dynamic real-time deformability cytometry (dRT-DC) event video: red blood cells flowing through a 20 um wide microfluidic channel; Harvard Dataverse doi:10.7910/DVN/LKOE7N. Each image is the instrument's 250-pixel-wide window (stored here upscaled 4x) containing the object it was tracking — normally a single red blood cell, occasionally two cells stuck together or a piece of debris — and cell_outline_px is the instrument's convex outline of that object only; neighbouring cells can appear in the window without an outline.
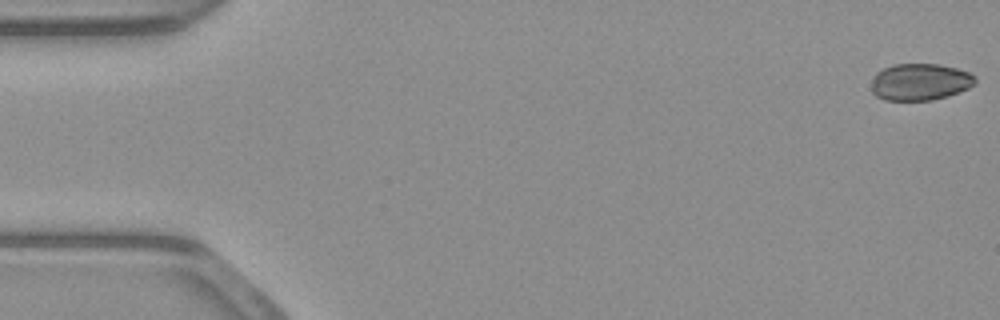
{"species": "common noctule bat (a hibernating species)", "species_latin": "Nyctalus noctula", "temperature_condition": "warm", "stored_images_in_passage": 53, "camera_frame_rate_fps": 3000, "um_per_image_px": 0.085, "animal": {"sex": "male", "body_mass_g": 23.1, "forearm_length_mm": 52.7}, "frame": {"image": 1, "passage_image": 1, "time_ms": 0.0, "image_size_px": [1000, 320], "cell_outline_px": [[976, 84], [968, 88], [932, 100], [884, 100], [876, 96], [872, 92], [872, 80], [876, 72], [892, 64], [940, 64], [956, 68], [968, 72], [976, 76]], "centroid_in_image_um": [78.19, 6.95], "position_along_channel_um": 6.8, "area_um2": 22.25}}
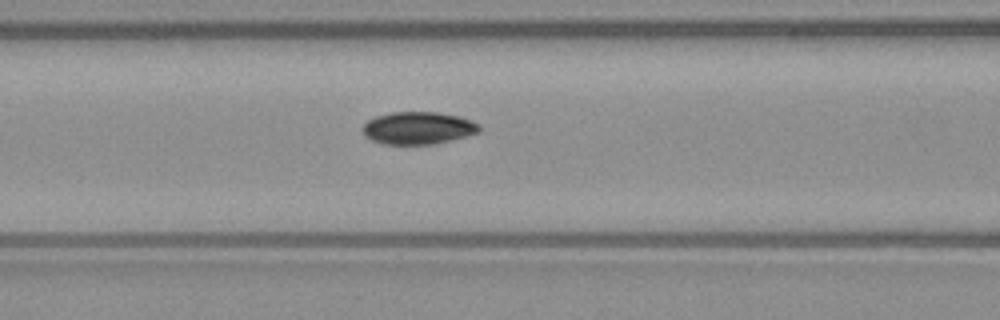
{"frame": {"image": 2, "passage_image": 22, "time_ms": 7.0, "image_size_px": [1000, 320], "cell_outline_px": [[480, 132], [436, 144], [380, 144], [364, 136], [364, 124], [368, 120], [376, 116], [392, 112], [440, 112], [460, 116], [472, 120], [480, 124]], "centroid_in_image_um": [35.57, 10.88], "position_along_channel_um": 131.0, "area_um2": 22.2}}
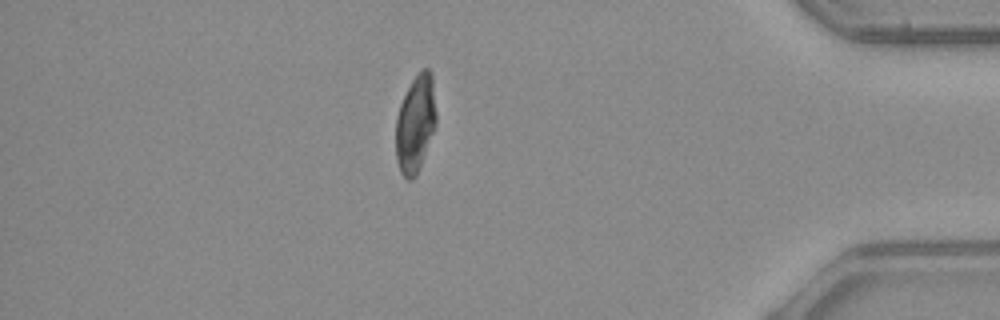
{"frame": {"image": 3, "passage_image": 46, "time_ms": 15.0, "image_size_px": [1000, 320], "cell_outline_px": [[436, 124], [416, 176], [412, 180], [408, 180], [400, 172], [396, 160], [396, 116], [400, 104], [412, 80], [424, 68], [428, 68], [432, 72], [436, 112]], "centroid_in_image_um": [35.31, 10.52], "position_along_channel_um": 399.9, "area_um2": 22.77}, "authors_computed_cell_mechanics": {"area_um2": 22.6576, "velocity_mm_per_s": 3.892, "shape_relaxation_time_tau1_ms": 3.4864, "shape_relaxation_time_tau2_ms": 5.1316, "deformation_change_tau1": 0.1167, "deformation_change_tau2": 0.0446}}